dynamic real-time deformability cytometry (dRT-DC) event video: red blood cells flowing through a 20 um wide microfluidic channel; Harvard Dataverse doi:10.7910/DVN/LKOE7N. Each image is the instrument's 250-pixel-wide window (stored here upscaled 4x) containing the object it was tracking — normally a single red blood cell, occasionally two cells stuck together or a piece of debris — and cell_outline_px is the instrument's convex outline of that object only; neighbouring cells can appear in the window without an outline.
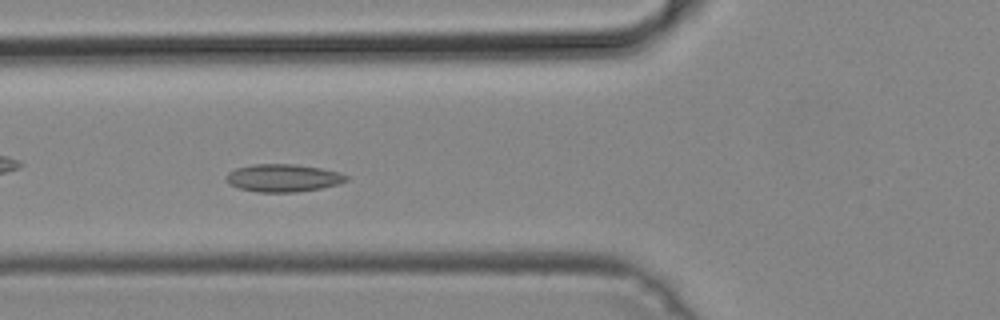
{"species": "common noctule bat (a hibernating species)", "species_latin": "Nyctalus noctula", "temperature_condition": "cold", "stored_images_in_passage": 12, "camera_frame_rate_fps": 3000, "um_per_image_px": 0.085, "animal": {"sex": "male", "body_mass_g": 19.2, "forearm_length_mm": 51.8}, "frame": {"image": 1, "passage_image": 9, "time_ms": 2.667, "image_size_px": [1000, 320], "cell_outline_px": [[348, 180], [340, 184], [320, 188], [296, 192], [256, 192], [240, 188], [232, 184], [228, 180], [228, 172], [236, 168], [252, 164], [296, 164], [320, 168], [340, 172], [348, 176]], "centroid_in_image_um": [24.12, 15.12], "position_along_channel_um": 101.7, "area_um2": 19.25}}